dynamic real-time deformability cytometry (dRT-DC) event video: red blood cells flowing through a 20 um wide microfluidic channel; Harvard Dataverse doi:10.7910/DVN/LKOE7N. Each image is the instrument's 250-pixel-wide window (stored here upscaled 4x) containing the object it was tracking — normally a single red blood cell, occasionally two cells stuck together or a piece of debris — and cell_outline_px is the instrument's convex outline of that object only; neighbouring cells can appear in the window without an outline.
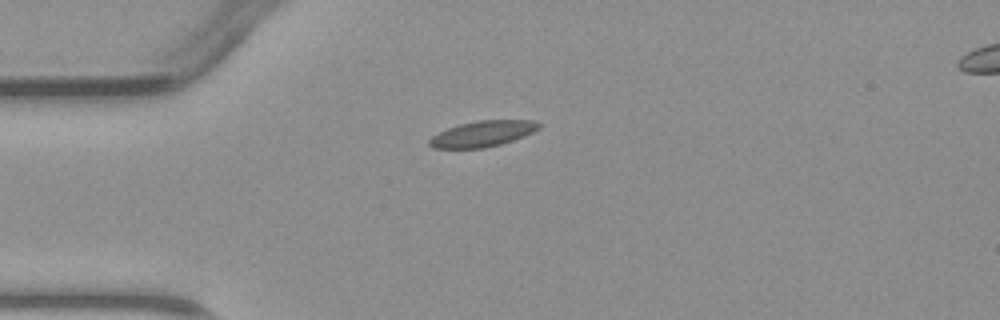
{"species": "common noctule bat (a hibernating species)", "species_latin": "Nyctalus noctula", "temperature_condition": "warm", "stored_images_in_passage": 2, "camera_frame_rate_fps": 3000, "um_per_image_px": 0.085, "animal": {"sex": "male", "body_mass_g": 23.1, "forearm_length_mm": 52.7}, "frame": {"image": 1, "passage_image": 1, "time_ms": 0.0, "image_size_px": [1000, 320], "cell_outline_px": [[540, 128], [524, 136], [500, 144], [484, 148], [432, 148], [428, 144], [428, 140], [432, 136], [448, 128], [460, 124], [476, 120], [536, 120], [540, 124]], "centroid_in_image_um": [41.02, 11.36], "position_along_channel_um": 44.0, "area_um2": 16.42}}